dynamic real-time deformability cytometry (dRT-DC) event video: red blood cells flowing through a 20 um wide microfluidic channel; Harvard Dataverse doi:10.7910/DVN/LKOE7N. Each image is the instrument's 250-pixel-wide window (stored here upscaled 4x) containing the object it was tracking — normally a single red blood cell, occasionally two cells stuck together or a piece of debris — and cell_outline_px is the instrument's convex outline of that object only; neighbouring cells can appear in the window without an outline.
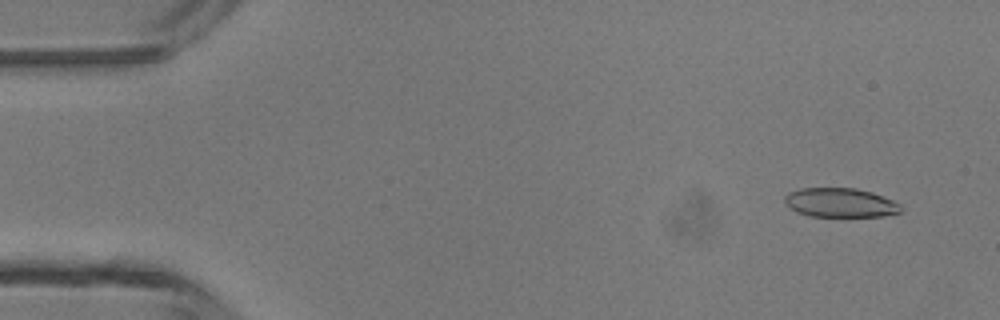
{"species": "common noctule bat (a hibernating species)", "species_latin": "Nyctalus noctula", "temperature_condition": "room temperature", "stored_images_in_passage": 4, "camera_frame_rate_fps": 3000, "um_per_image_px": 0.085, "animal": {"sex": "male", "body_mass_g": 13.3}, "frame": {"image": 1, "passage_image": 1, "time_ms": 0.0, "image_size_px": [1000, 320], "cell_outline_px": [[900, 212], [884, 216], [808, 216], [796, 212], [784, 200], [784, 196], [788, 192], [800, 188], [856, 188], [872, 192], [892, 200], [900, 204]], "centroid_in_image_um": [71.41, 17.22], "position_along_channel_um": 13.6, "area_um2": 19.65}}